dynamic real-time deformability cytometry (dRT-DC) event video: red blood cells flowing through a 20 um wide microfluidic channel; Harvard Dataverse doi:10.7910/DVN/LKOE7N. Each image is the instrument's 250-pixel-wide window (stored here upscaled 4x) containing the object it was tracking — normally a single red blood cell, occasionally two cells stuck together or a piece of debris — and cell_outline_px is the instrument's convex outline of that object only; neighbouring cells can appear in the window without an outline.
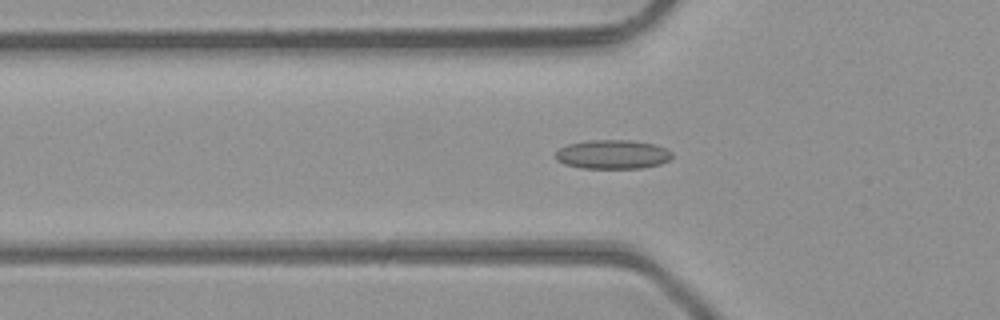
{"species": "common noctule bat (a hibernating species)", "species_latin": "Nyctalus noctula", "temperature_condition": "room temperature", "stored_images_in_passage": 47, "camera_frame_rate_fps": 3000, "um_per_image_px": 0.085, "animal": {"sex": "male", "body_mass_g": 23.1, "forearm_length_mm": 52.7}, "frame": {"image": 1, "passage_image": 16, "time_ms": 5.0, "image_size_px": [1000, 320], "cell_outline_px": [[672, 156], [668, 160], [660, 164], [640, 168], [580, 168], [564, 164], [556, 160], [556, 152], [560, 148], [568, 144], [588, 140], [632, 140], [656, 144], [668, 148], [672, 152]], "centroid_in_image_um": [52.09, 13.12], "position_along_channel_um": 73.7, "area_um2": 19.88}}
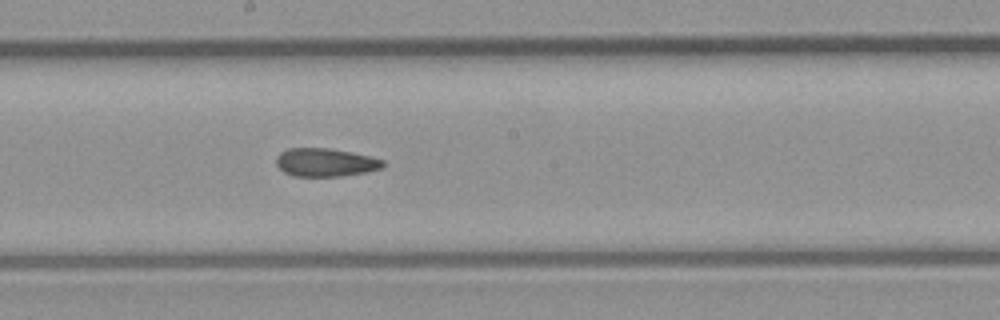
{"frame": {"image": 2, "passage_image": 26, "time_ms": 8.333, "image_size_px": [1000, 320], "cell_outline_px": [[384, 168], [368, 172], [340, 176], [292, 176], [284, 172], [276, 164], [276, 156], [280, 152], [288, 148], [328, 148], [352, 152], [384, 160]], "centroid_in_image_um": [27.66, 13.8], "position_along_channel_um": 220.5, "area_um2": 17.69}}
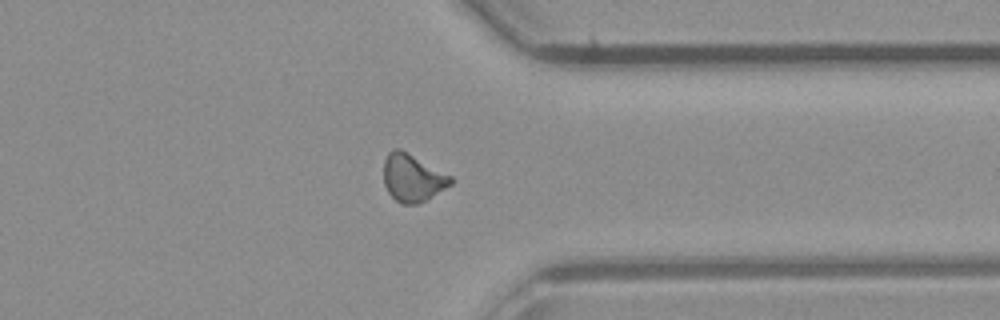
{"frame": {"image": 3, "passage_image": 37, "time_ms": 12.0, "image_size_px": [1000, 320], "cell_outline_px": [[452, 184], [424, 200], [416, 204], [400, 204], [388, 192], [384, 184], [384, 160], [388, 152], [392, 148], [400, 148], [452, 176]], "centroid_in_image_um": [35.04, 15.09], "position_along_channel_um": 376.4, "area_um2": 18.44}, "authors_computed_cell_mechanics": {"area_um2": 18.207, "velocity_mm_per_s": 4.3633, "shape_relaxation_time_tau1_ms": null, "shape_relaxation_time_tau2_ms": 2.7935, "deformation_change_tau1": null, "deformation_change_tau2": 0.1055}}